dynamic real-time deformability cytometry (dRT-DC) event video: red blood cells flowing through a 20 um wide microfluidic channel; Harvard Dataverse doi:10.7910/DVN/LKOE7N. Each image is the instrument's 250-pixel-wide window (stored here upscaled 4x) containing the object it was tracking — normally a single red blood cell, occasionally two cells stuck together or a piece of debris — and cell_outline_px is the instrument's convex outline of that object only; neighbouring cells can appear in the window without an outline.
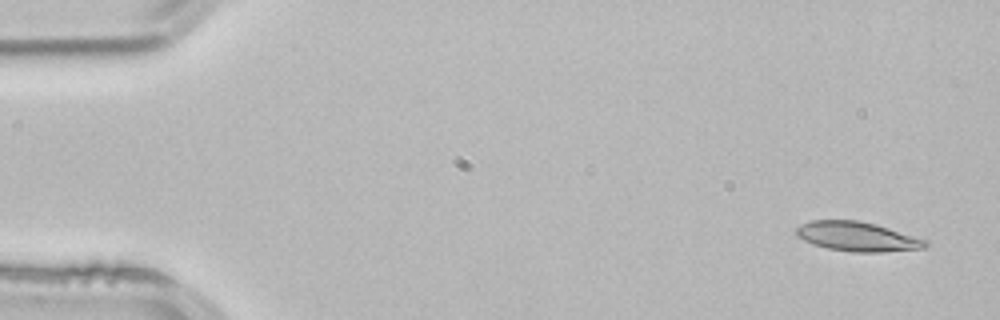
{"species": "common noctule bat (a hibernating species)", "species_latin": "Nyctalus noctula", "temperature_condition": "room temperature", "stored_images_in_passage": 4, "camera_frame_rate_fps": 3000, "um_per_image_px": 0.085, "animal": {"sex": "male", "body_mass_g": 21.5, "forearm_length_mm": 52.0}, "frame": {"image": 1, "passage_image": 1, "time_ms": 0.0, "image_size_px": [1000, 320], "cell_outline_px": [[928, 244], [924, 248], [880, 252], [852, 252], [828, 248], [812, 244], [796, 236], [796, 228], [800, 224], [812, 220], [856, 220], [876, 224], [928, 240]], "centroid_in_image_um": [72.85, 20.1], "position_along_channel_um": 12.1, "area_um2": 22.14}}
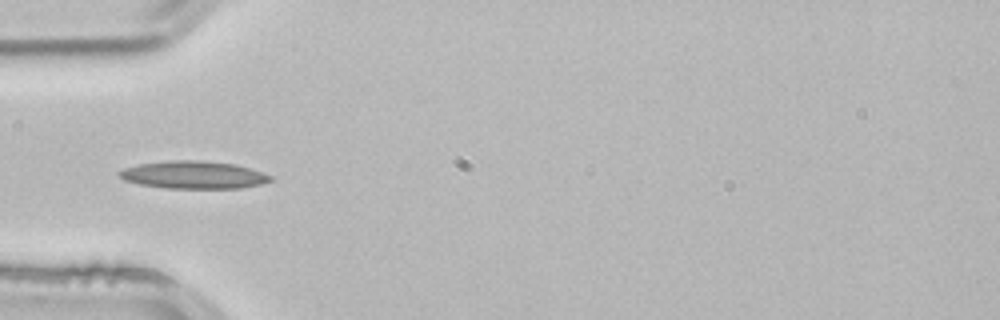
{"frame": {"image": 2, "passage_image": 4, "time_ms": 1.0, "image_size_px": [1000, 320], "cell_outline_px": [[272, 180], [260, 184], [240, 188], [164, 188], [140, 184], [124, 180], [116, 172], [124, 168], [136, 164], [168, 160], [196, 160], [236, 164], [272, 176]], "centroid_in_image_um": [16.39, 14.86], "position_along_channel_um": 68.6, "area_um2": 24.28}}